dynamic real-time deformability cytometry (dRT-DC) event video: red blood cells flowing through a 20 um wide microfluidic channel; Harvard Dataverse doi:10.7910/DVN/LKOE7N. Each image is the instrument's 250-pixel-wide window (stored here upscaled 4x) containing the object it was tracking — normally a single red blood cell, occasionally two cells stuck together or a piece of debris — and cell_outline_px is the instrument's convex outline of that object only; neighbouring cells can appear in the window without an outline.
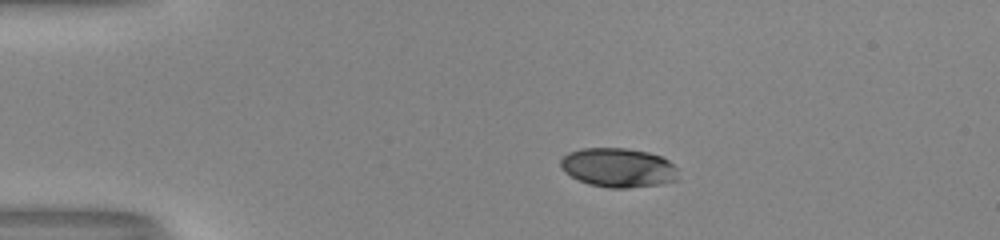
{"species": "human", "species_latin": "Homo sapiens", "temperature_condition": "room temperature", "stored_images_in_passage": 42, "camera_frame_rate_fps": 3000, "um_per_image_px": 0.085, "donor": {"sex": "male"}, "frame": {"image": 1, "passage_image": 1, "time_ms": 0.0, "image_size_px": [1000, 240], "cell_outline_px": [[676, 180], [656, 184], [628, 188], [608, 188], [588, 184], [564, 172], [560, 168], [560, 160], [568, 152], [580, 148], [628, 148], [648, 152], [660, 156], [668, 160], [676, 168]], "centroid_in_image_um": [52.5, 14.24], "position_along_channel_um": 32.5, "area_um2": 26.76}}
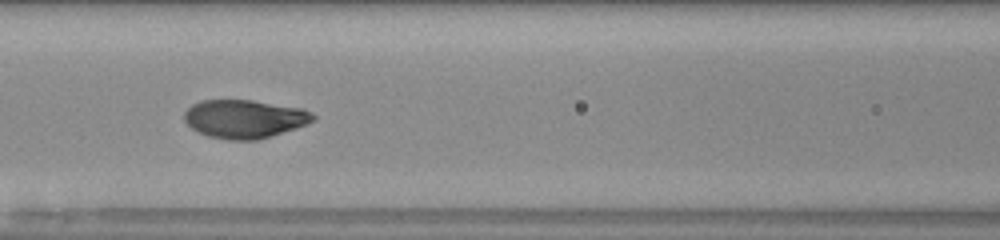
{"frame": {"image": 2, "passage_image": 14, "time_ms": 4.333, "image_size_px": [1000, 240], "cell_outline_px": [[316, 120], [296, 128], [256, 140], [228, 140], [208, 136], [192, 128], [184, 120], [184, 112], [192, 104], [200, 100], [252, 100], [300, 108], [316, 116]], "centroid_in_image_um": [20.76, 10.1], "position_along_channel_um": 145.8, "area_um2": 28.61}}
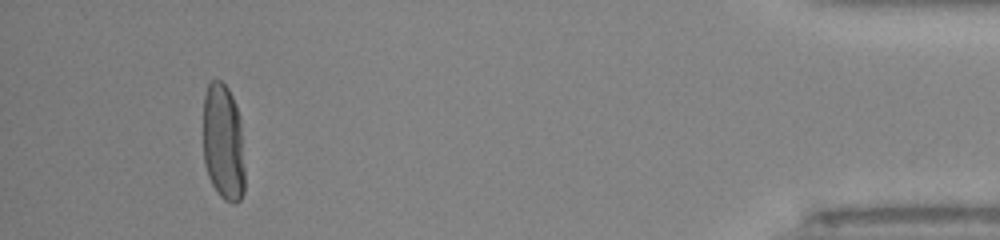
{"frame": {"image": 3, "passage_image": 39, "time_ms": 12.667, "image_size_px": [1000, 240], "cell_outline_px": [[244, 192], [240, 200], [236, 204], [232, 204], [224, 200], [216, 192], [208, 176], [204, 164], [204, 96], [208, 84], [212, 80], [220, 80], [228, 88], [232, 96], [240, 120], [244, 168]], "centroid_in_image_um": [18.98, 12.15], "position_along_channel_um": 416.2, "area_um2": 28.44}, "authors_computed_cell_mechanics": {"area_um2": 28.6977, "velocity_mm_per_s": 4.0455, "shape_relaxation_time_tau1_ms": 3.7914, "shape_relaxation_time_tau2_ms": null, "deformation_change_tau1": 0.2148, "deformation_change_tau2": null}}